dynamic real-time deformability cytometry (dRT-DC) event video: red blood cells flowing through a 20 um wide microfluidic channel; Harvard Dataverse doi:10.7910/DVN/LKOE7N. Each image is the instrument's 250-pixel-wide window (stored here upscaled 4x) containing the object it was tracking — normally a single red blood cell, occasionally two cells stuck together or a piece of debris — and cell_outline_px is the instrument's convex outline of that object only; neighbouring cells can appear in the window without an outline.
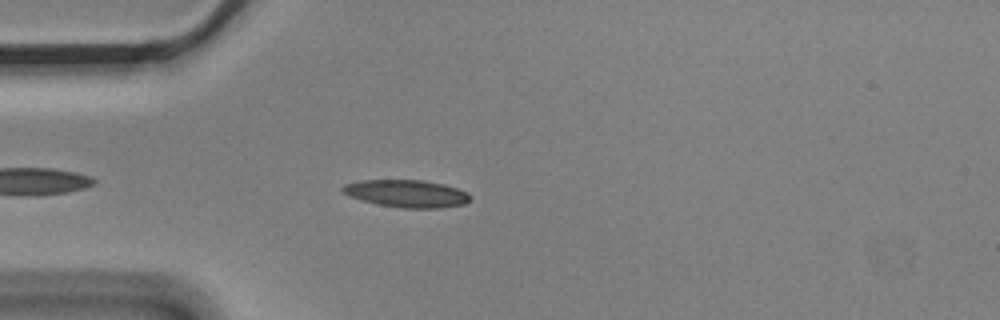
{"species": "Egyptian fruit bat (a non-hibernating species)", "species_latin": "Rousettus aegyptiacus", "temperature_condition": "cold", "stored_images_in_passage": 3, "camera_frame_rate_fps": 3000, "um_per_image_px": 0.085, "animal": {"sex": "male"}, "frame": {"image": 1, "passage_image": 3, "time_ms": 0.667, "image_size_px": [1000, 320], "cell_outline_px": [[472, 200], [464, 204], [440, 208], [400, 208], [376, 204], [348, 196], [340, 192], [340, 188], [344, 184], [360, 180], [424, 180], [444, 184], [468, 192], [472, 196]], "centroid_in_image_um": [34.56, 16.45], "position_along_channel_um": 50.4, "area_um2": 20.75}}